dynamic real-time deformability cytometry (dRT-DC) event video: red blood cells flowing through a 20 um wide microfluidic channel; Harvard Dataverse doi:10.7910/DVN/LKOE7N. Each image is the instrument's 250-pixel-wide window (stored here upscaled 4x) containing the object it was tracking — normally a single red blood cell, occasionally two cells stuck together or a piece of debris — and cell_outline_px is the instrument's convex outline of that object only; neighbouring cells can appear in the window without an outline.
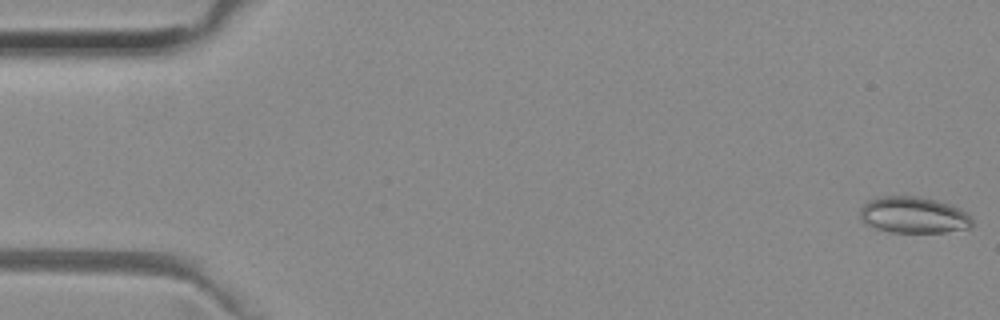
{"species": "common noctule bat (a hibernating species)", "species_latin": "Nyctalus noctula", "temperature_condition": "room temperature", "stored_images_in_passage": 11, "camera_frame_rate_fps": 3000, "um_per_image_px": 0.085, "animal": {"sex": "female", "body_mass_g": 29.2, "forearm_length_mm": 56.3}, "frame": {"image": 1, "passage_image": 1, "time_ms": 0.0, "image_size_px": [1000, 320], "cell_outline_px": [[972, 228], [944, 232], [888, 232], [864, 224], [860, 216], [860, 208], [868, 200], [884, 196], [916, 196], [936, 200], [952, 204], [968, 212], [972, 216]], "centroid_in_image_um": [77.68, 18.28], "position_along_channel_um": 7.3, "area_um2": 24.1}}